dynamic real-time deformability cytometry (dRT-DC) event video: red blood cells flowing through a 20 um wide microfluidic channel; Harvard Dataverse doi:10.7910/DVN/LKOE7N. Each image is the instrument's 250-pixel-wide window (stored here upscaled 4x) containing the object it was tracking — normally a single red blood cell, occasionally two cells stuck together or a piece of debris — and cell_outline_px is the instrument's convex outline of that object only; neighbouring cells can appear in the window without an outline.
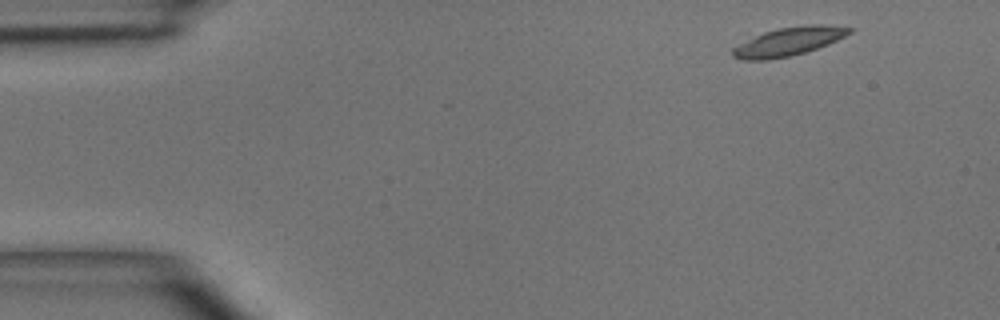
{"species": "common noctule bat (a hibernating species)", "species_latin": "Nyctalus noctula", "temperature_condition": "room temperature", "stored_images_in_passage": 4, "camera_frame_rate_fps": 3000, "um_per_image_px": 0.085, "animal": {"sex": "male", "body_mass_g": 15.6}, "frame": {"image": 1, "passage_image": 1, "time_ms": 0.0, "image_size_px": [1000, 320], "cell_outline_px": [[852, 32], [828, 44], [804, 52], [788, 56], [768, 60], [744, 60], [732, 56], [732, 48], [764, 32], [780, 28], [804, 24], [824, 24], [852, 28]], "centroid_in_image_um": [67.04, 3.52], "position_along_channel_um": 18.0, "area_um2": 19.02}}